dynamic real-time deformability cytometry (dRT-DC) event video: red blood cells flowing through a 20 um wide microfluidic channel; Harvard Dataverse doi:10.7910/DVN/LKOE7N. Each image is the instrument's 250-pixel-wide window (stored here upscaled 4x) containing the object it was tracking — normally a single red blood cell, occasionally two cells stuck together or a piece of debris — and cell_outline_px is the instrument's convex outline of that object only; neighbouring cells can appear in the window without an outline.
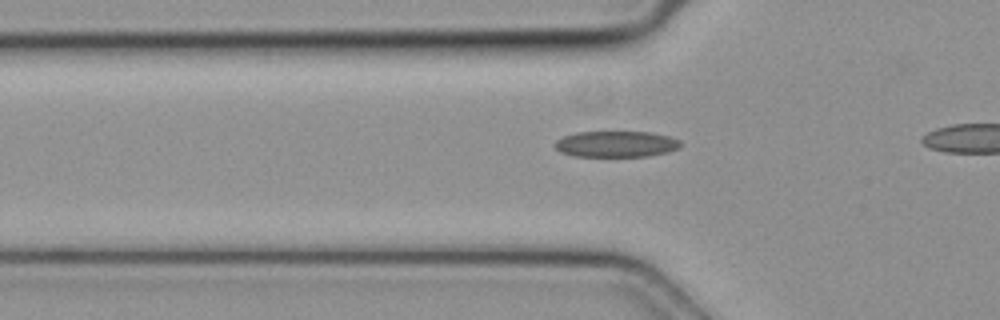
{"species": "common noctule bat (a hibernating species)", "species_latin": "Nyctalus noctula", "temperature_condition": "cold", "stored_images_in_passage": 29, "camera_frame_rate_fps": 3000, "um_per_image_px": 0.085, "animal": {"sex": "female", "body_mass_g": 19.3, "forearm_length_mm": 54.1}, "frame": {"image": 1, "passage_image": 12, "time_ms": 3.667, "image_size_px": [1000, 320], "cell_outline_px": [[680, 148], [668, 152], [648, 156], [572, 156], [560, 152], [552, 144], [556, 140], [564, 136], [576, 132], [652, 132], [668, 136], [680, 140]], "centroid_in_image_um": [52.35, 12.24], "position_along_channel_um": 73.4, "area_um2": 19.19}}
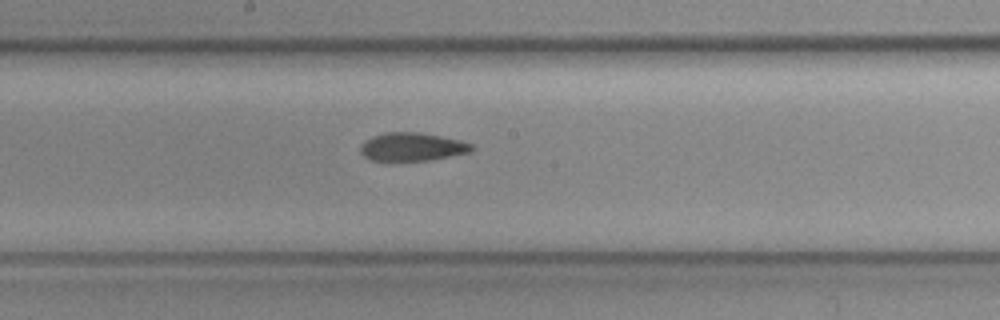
{"frame": {"image": 2, "passage_image": 22, "time_ms": 7.0, "image_size_px": [1000, 320], "cell_outline_px": [[476, 148], [472, 152], [432, 160], [392, 164], [368, 160], [360, 152], [360, 144], [364, 140], [372, 136], [388, 132], [416, 132], [440, 136], [460, 140], [472, 144]], "centroid_in_image_um": [34.98, 12.54], "position_along_channel_um": 213.2, "area_um2": 19.36}}
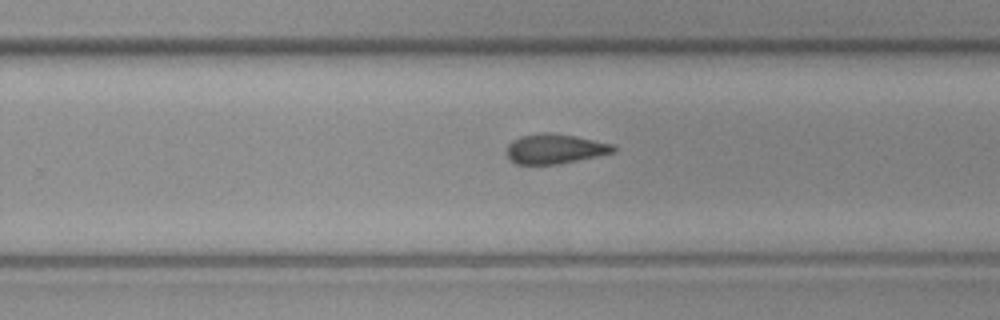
{"frame": {"image": 3, "passage_image": 27, "time_ms": 8.667, "image_size_px": [1000, 320], "cell_outline_px": [[616, 152], [560, 164], [516, 164], [508, 160], [504, 152], [504, 148], [512, 140], [520, 136], [540, 132], [552, 132], [576, 136], [612, 144], [616, 148]], "centroid_in_image_um": [47.1, 12.65], "position_along_channel_um": 282.7, "area_um2": 18.96}}